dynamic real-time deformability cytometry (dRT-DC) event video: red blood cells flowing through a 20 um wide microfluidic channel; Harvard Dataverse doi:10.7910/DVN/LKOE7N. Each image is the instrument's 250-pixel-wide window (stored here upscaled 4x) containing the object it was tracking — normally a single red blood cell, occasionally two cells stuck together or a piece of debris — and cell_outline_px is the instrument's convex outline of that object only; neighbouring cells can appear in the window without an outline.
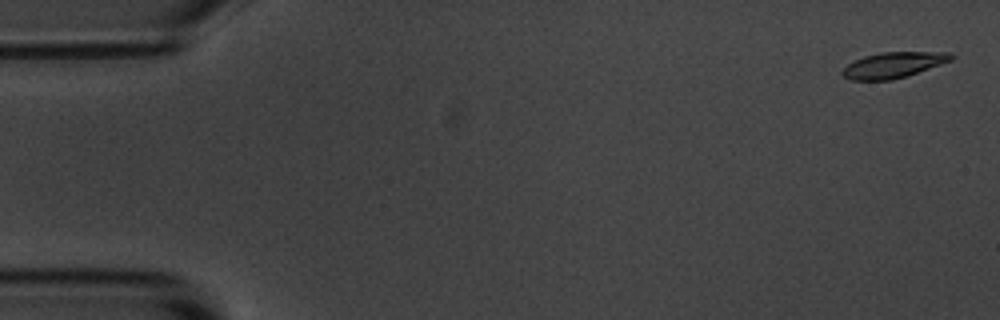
{"species": "common noctule bat (a hibernating species)", "species_latin": "Nyctalus noctula", "temperature_condition": "room temperature", "stored_images_in_passage": 5, "camera_frame_rate_fps": 3000, "um_per_image_px": 0.085, "animal": {"sex": "male", "body_mass_g": 20.1, "forearm_length_mm": 53.5}, "frame": {"image": 1, "passage_image": 1, "time_ms": 0.0, "image_size_px": [1000, 320], "cell_outline_px": [[956, 56], [952, 60], [908, 76], [892, 80], [852, 80], [844, 76], [840, 72], [848, 64], [864, 56], [880, 52], [952, 52]], "centroid_in_image_um": [75.98, 5.52], "position_along_channel_um": 9.0, "area_um2": 16.36}}
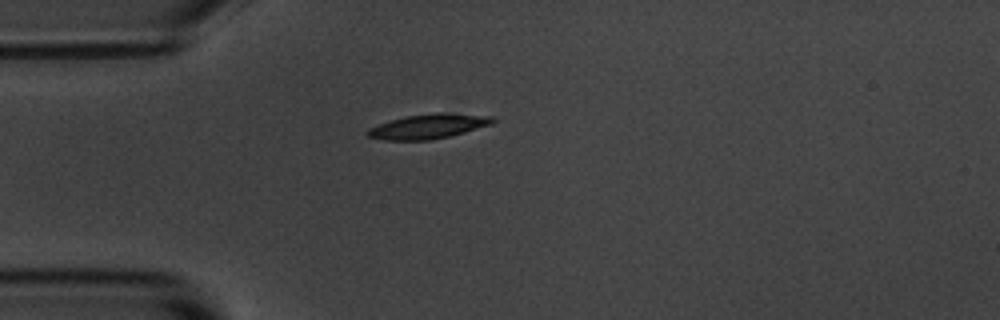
{"frame": {"image": 2, "passage_image": 4, "time_ms": 4.333, "image_size_px": [1000, 320], "cell_outline_px": [[496, 120], [492, 124], [464, 132], [432, 140], [384, 140], [368, 136], [364, 132], [368, 128], [392, 120], [408, 116], [436, 112], [444, 112], [492, 116]], "centroid_in_image_um": [36.42, 10.74], "position_along_channel_um": 48.6, "area_um2": 17.86}}